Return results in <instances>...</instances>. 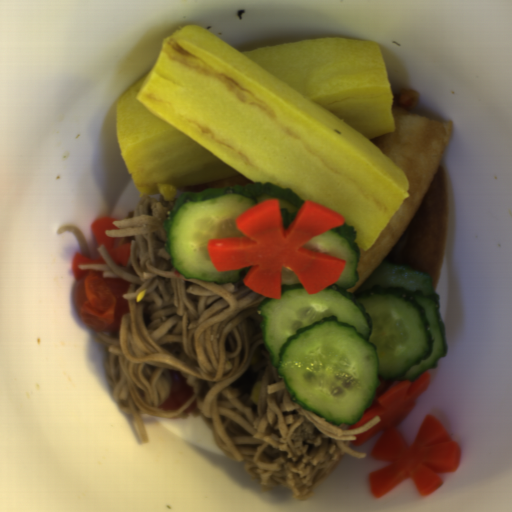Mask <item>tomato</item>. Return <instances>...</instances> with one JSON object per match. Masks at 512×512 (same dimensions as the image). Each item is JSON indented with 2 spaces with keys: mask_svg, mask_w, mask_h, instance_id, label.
Wrapping results in <instances>:
<instances>
[{
  "mask_svg": "<svg viewBox=\"0 0 512 512\" xmlns=\"http://www.w3.org/2000/svg\"><path fill=\"white\" fill-rule=\"evenodd\" d=\"M130 283L120 277H104L91 270L74 285V302L84 326L95 333L117 332L125 314H130L124 295Z\"/></svg>",
  "mask_w": 512,
  "mask_h": 512,
  "instance_id": "obj_1",
  "label": "tomato"
},
{
  "mask_svg": "<svg viewBox=\"0 0 512 512\" xmlns=\"http://www.w3.org/2000/svg\"><path fill=\"white\" fill-rule=\"evenodd\" d=\"M169 376L171 382L169 396L157 407L167 412L180 409L194 395L193 387L188 384L181 371L172 369L169 371Z\"/></svg>",
  "mask_w": 512,
  "mask_h": 512,
  "instance_id": "obj_2",
  "label": "tomato"
}]
</instances>
